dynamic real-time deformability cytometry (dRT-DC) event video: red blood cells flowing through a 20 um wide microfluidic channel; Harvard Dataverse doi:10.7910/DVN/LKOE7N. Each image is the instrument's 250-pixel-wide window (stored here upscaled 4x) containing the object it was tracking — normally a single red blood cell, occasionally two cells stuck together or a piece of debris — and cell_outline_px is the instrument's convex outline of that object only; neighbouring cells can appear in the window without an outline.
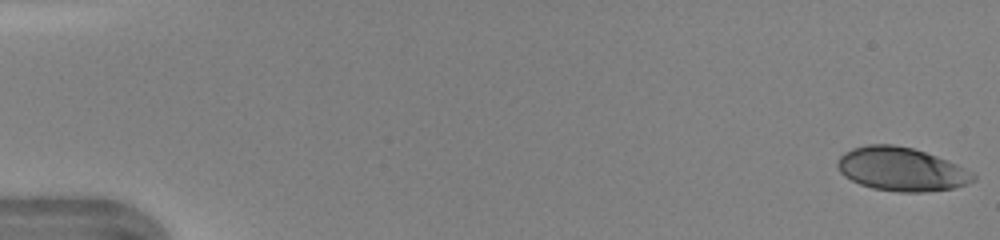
{"species": "human", "species_latin": "Homo sapiens", "temperature_condition": "warm", "stored_images_in_passage": 46, "camera_frame_rate_fps": 3000, "um_per_image_px": 0.085, "donor": {"sex": "female"}, "frame": {"image": 1, "passage_image": 1, "time_ms": 0.0, "image_size_px": [1000, 240], "cell_outline_px": [[976, 180], [952, 188], [924, 192], [900, 192], [872, 188], [860, 184], [844, 176], [840, 172], [836, 164], [836, 160], [844, 152], [852, 148], [868, 144], [892, 144], [912, 148], [936, 156], [956, 164], [972, 172], [976, 176]], "centroid_in_image_um": [76.57, 14.38], "position_along_channel_um": 8.4, "area_um2": 34.33}}
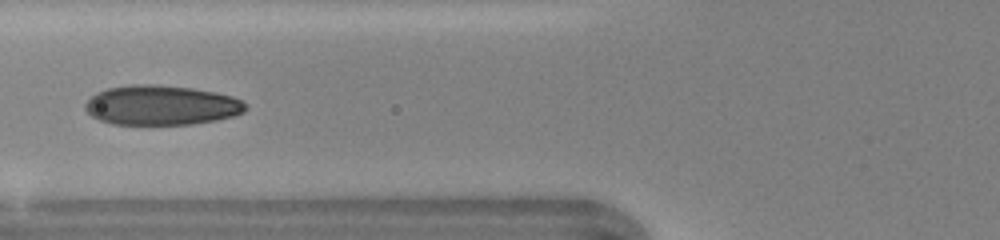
{"frame": {"image": 2, "passage_image": 19, "time_ms": 6.0, "image_size_px": [1000, 240], "cell_outline_px": [[248, 108], [244, 112], [236, 116], [216, 120], [192, 124], [112, 124], [100, 120], [92, 116], [84, 108], [84, 104], [96, 92], [108, 88], [132, 84], [152, 84], [192, 88], [216, 92], [232, 96], [248, 104]], "centroid_in_image_um": [13.74, 8.94], "position_along_channel_um": 112.1, "area_um2": 37.28}}
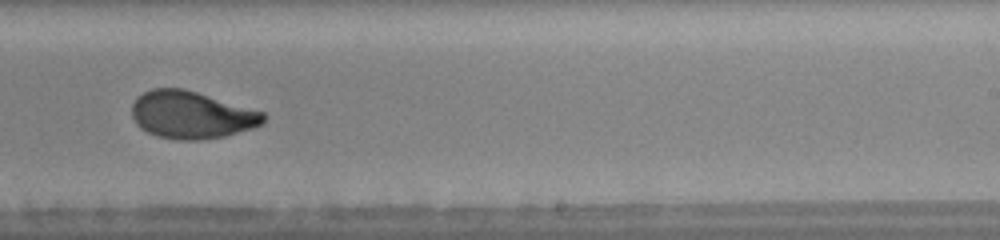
{"frame": {"image": 3, "passage_image": 30, "time_ms": 9.667, "image_size_px": [1000, 240], "cell_outline_px": [[268, 116], [264, 124], [256, 128], [224, 136], [200, 140], [176, 140], [156, 136], [140, 128], [136, 124], [132, 116], [132, 104], [136, 96], [152, 88], [184, 88], [264, 112]], "centroid_in_image_um": [16.29, 9.77], "position_along_channel_um": 272.7, "area_um2": 36.82}, "authors_computed_cell_mechanics": {"area_um2": 36.2117, "velocity_mm_per_s": 4.3865, "shape_relaxation_time_tau1_ms": 3.8381, "shape_relaxation_time_tau2_ms": null, "deformation_change_tau1": 0.1604, "deformation_change_tau2": null}}